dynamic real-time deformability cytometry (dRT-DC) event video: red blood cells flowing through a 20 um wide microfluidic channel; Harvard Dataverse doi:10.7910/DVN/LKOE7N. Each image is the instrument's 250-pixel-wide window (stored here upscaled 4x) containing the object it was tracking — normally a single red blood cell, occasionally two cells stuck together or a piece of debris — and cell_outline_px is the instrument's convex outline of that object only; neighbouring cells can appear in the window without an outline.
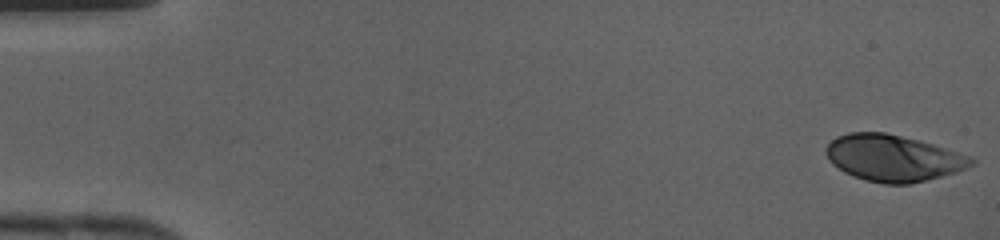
{"species": "human", "species_latin": "Homo sapiens", "temperature_condition": "cold", "stored_images_in_passage": 42, "camera_frame_rate_fps": 3000, "um_per_image_px": 0.085, "donor": {"sex": "female"}, "frame": {"image": 1, "passage_image": 1, "time_ms": 0.0, "image_size_px": [1000, 240], "cell_outline_px": [[976, 164], [956, 172], [908, 184], [884, 184], [864, 180], [844, 172], [832, 164], [824, 152], [824, 148], [836, 136], [848, 132], [884, 132], [932, 144], [972, 156], [976, 160]], "centroid_in_image_um": [75.9, 13.43], "position_along_channel_um": 9.1, "area_um2": 39.3}}
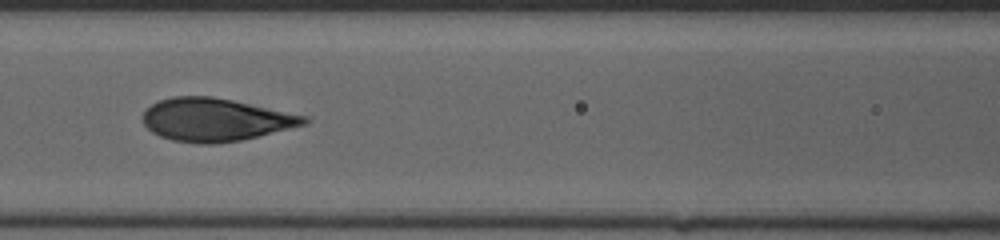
{"frame": {"image": 2, "passage_image": 19, "time_ms": 6.0, "image_size_px": [1000, 240], "cell_outline_px": [[312, 120], [304, 124], [240, 140], [216, 144], [200, 144], [172, 140], [160, 136], [152, 132], [144, 124], [140, 116], [152, 104], [160, 100], [172, 96], [212, 96], [232, 100], [308, 116]], "centroid_in_image_um": [18.27, 10.17], "position_along_channel_um": 148.3, "area_um2": 40.11}}
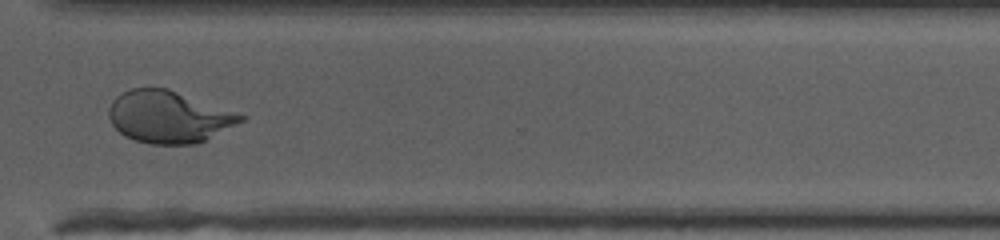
{"frame": {"image": 3, "passage_image": 32, "time_ms": 10.333, "image_size_px": [1000, 240], "cell_outline_px": [[244, 120], [204, 140], [192, 144], [148, 144], [124, 136], [112, 124], [108, 116], [108, 108], [112, 100], [116, 96], [132, 88], [168, 88], [244, 116]], "centroid_in_image_um": [14.26, 9.93], "position_along_channel_um": 356.3, "area_um2": 39.3}}